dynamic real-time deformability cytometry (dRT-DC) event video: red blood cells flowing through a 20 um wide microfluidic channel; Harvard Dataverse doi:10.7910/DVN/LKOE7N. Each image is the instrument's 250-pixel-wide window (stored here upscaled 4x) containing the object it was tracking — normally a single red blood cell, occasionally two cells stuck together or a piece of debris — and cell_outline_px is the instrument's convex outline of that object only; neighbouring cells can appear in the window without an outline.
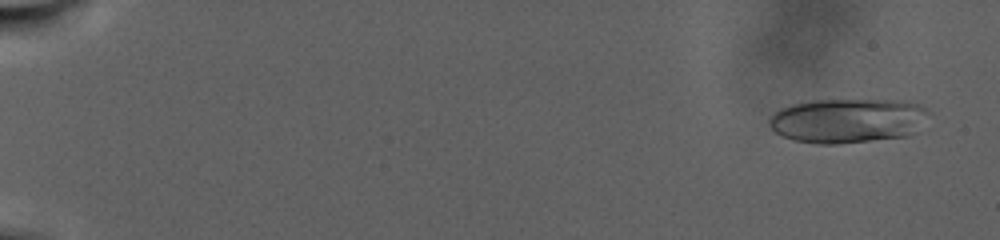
{"species": "human", "species_latin": "Homo sapiens", "temperature_condition": "warm", "stored_images_in_passage": 96, "camera_frame_rate_fps": 3000, "um_per_image_px": 0.085, "donor": {"sex": "male"}, "frame": {"image": 1, "passage_image": 5, "time_ms": 1.333, "image_size_px": [1000, 240], "cell_outline_px": [[932, 112], [908, 136], [840, 144], [820, 144], [792, 140], [776, 132], [768, 124], [768, 120], [780, 108], [792, 104], [812, 100], [900, 100], [920, 104]], "centroid_in_image_um": [72.05, 10.24], "position_along_channel_um": 12.9, "area_um2": 41.44}}
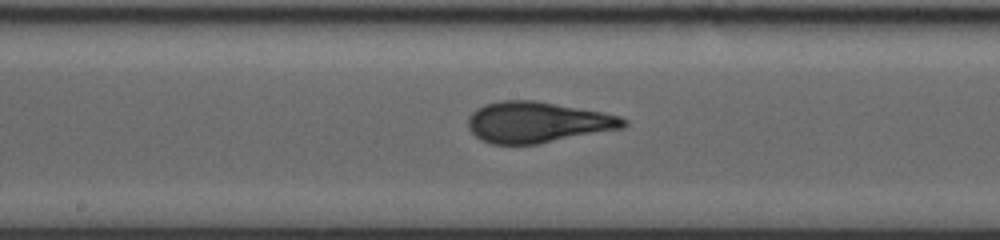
{"frame": {"image": 2, "passage_image": 55, "time_ms": 18.0, "image_size_px": [1000, 240], "cell_outline_px": [[628, 124], [624, 128], [540, 144], [492, 144], [480, 140], [468, 128], [468, 116], [476, 108], [484, 104], [504, 100], [536, 100], [604, 112], [620, 116], [628, 120]], "centroid_in_image_um": [45.71, 10.39], "position_along_channel_um": 202.5, "area_um2": 37.51}}
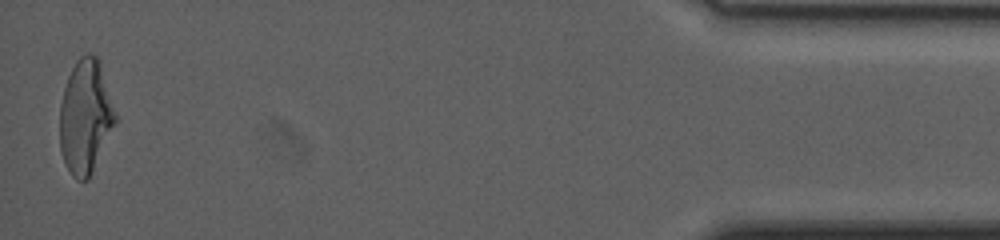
{"frame": {"image": 3, "passage_image": 95, "time_ms": 31.333, "image_size_px": [1000, 240], "cell_outline_px": [[120, 120], [88, 180], [76, 180], [72, 176], [60, 152], [60, 104], [64, 88], [68, 76], [76, 60], [80, 56], [88, 52], [92, 52], [100, 60]], "centroid_in_image_um": [7.32, 9.9], "position_along_channel_um": 427.9, "area_um2": 38.03}, "authors_computed_cell_mechanics": {"area_um2": 36.5585, "velocity_mm_per_s": 2.2386, "shape_relaxation_time_tau1_ms": null, "shape_relaxation_time_tau2_ms": 1.4204, "deformation_change_tau1": null, "deformation_change_tau2": 0.0851}}